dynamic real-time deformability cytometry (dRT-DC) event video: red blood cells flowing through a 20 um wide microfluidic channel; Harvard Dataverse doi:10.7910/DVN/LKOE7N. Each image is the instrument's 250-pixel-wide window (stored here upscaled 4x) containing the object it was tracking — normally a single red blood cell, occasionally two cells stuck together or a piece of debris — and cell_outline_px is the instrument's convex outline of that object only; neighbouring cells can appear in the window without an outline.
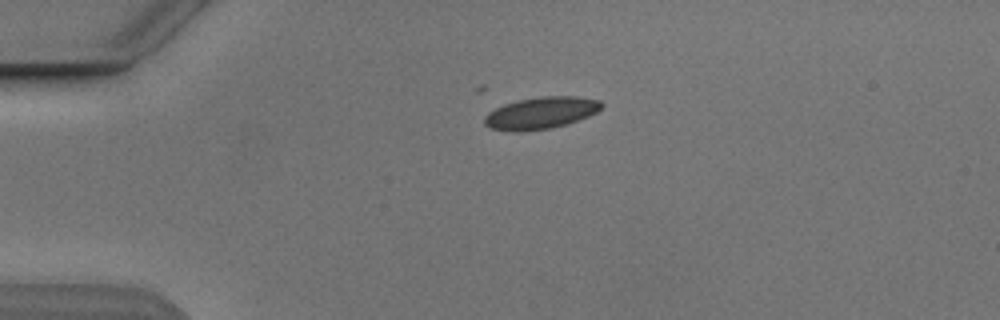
{"species": "Egyptian fruit bat (a non-hibernating species)", "species_latin": "Rousettus aegyptiacus", "temperature_condition": "cold", "stored_images_in_passage": 3, "camera_frame_rate_fps": 3000, "um_per_image_px": 0.085, "animal": {"sex": "male"}, "frame": {"image": 1, "passage_image": 1, "time_ms": 0.0, "image_size_px": [1000, 320], "cell_outline_px": [[604, 104], [596, 112], [588, 116], [552, 128], [520, 132], [512, 132], [492, 128], [484, 124], [484, 116], [488, 112], [504, 104], [516, 100], [540, 96], [576, 96], [600, 100]], "centroid_in_image_um": [45.95, 9.59], "position_along_channel_um": 39.1, "area_um2": 21.79}}
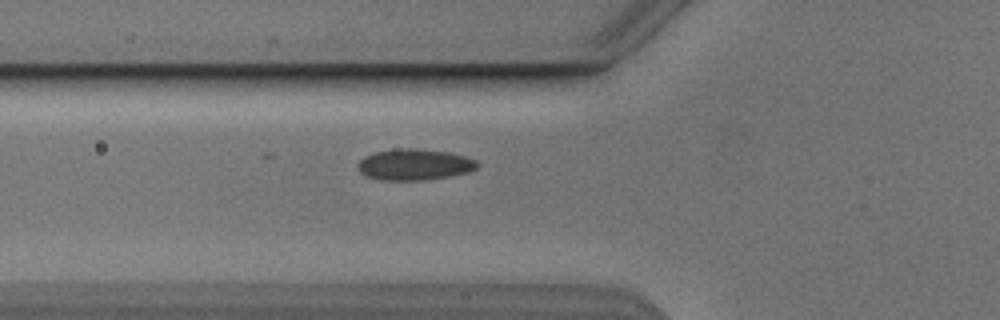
{"frame": {"image": 2, "passage_image": 3, "time_ms": 2.333, "image_size_px": [1000, 320], "cell_outline_px": [[480, 164], [476, 168], [468, 172], [448, 176], [424, 180], [380, 180], [368, 176], [360, 172], [356, 164], [364, 156], [372, 152], [400, 148], [416, 148], [448, 152], [464, 156], [476, 160]], "centroid_in_image_um": [35.2, 13.98], "position_along_channel_um": 90.6, "area_um2": 21.73}}